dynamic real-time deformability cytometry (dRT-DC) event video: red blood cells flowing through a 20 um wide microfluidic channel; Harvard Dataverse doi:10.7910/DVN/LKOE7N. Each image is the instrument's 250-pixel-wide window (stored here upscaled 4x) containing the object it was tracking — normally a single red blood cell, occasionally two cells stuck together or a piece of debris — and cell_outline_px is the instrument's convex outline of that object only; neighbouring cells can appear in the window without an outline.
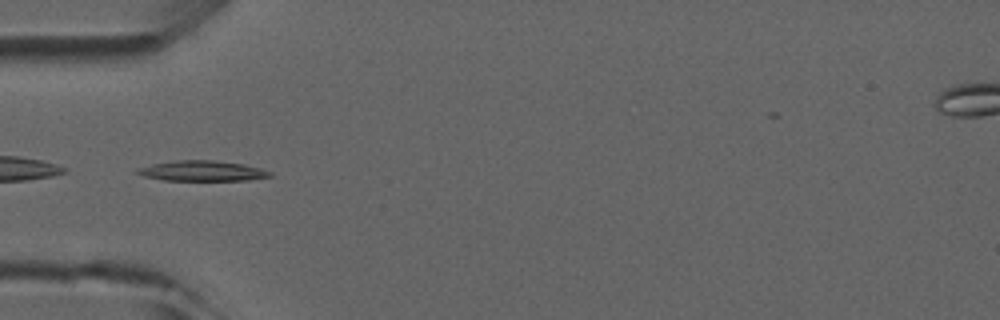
{"species": "common noctule bat (a hibernating species)", "species_latin": "Nyctalus noctula", "temperature_condition": "room temperature", "stored_images_in_passage": 5, "camera_frame_rate_fps": 3000, "um_per_image_px": 0.085, "animal": {"sex": "male", "forearm_length_mm": 52.5}, "frame": {"image": 1, "passage_image": 5, "time_ms": 4.333, "image_size_px": [1000, 320], "cell_outline_px": [[272, 176], [248, 180], [164, 180], [144, 176], [136, 172], [136, 168], [152, 164], [176, 160], [212, 160], [244, 164], [260, 168], [272, 172]], "centroid_in_image_um": [17.19, 14.52], "position_along_channel_um": 67.8, "area_um2": 15.61}}